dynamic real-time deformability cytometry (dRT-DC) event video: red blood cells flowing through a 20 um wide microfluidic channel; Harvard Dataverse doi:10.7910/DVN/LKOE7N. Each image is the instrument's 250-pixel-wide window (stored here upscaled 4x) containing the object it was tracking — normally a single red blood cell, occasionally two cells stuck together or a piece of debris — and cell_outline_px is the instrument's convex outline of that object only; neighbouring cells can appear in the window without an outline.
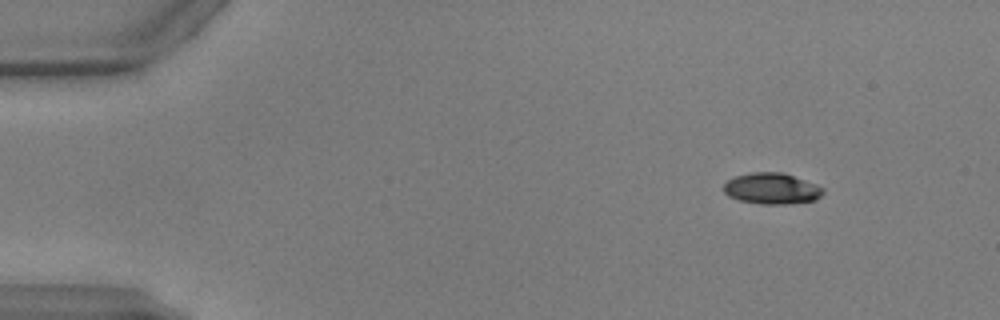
{"species": "common noctule bat (a hibernating species)", "species_latin": "Nyctalus noctula", "temperature_condition": "warm", "stored_images_in_passage": 47, "camera_frame_rate_fps": 3000, "um_per_image_px": 0.085, "animal": {"sex": "male", "body_mass_g": 17.9, "forearm_length_mm": 54.2}, "frame": {"image": 1, "passage_image": 1, "time_ms": 0.0, "image_size_px": [1000, 320], "cell_outline_px": [[824, 192], [816, 200], [788, 204], [760, 204], [740, 200], [728, 196], [724, 192], [724, 184], [728, 180], [736, 176], [752, 172], [784, 172], [816, 184], [824, 188]], "centroid_in_image_um": [65.62, 16.02], "position_along_channel_um": 19.4, "area_um2": 18.09}}
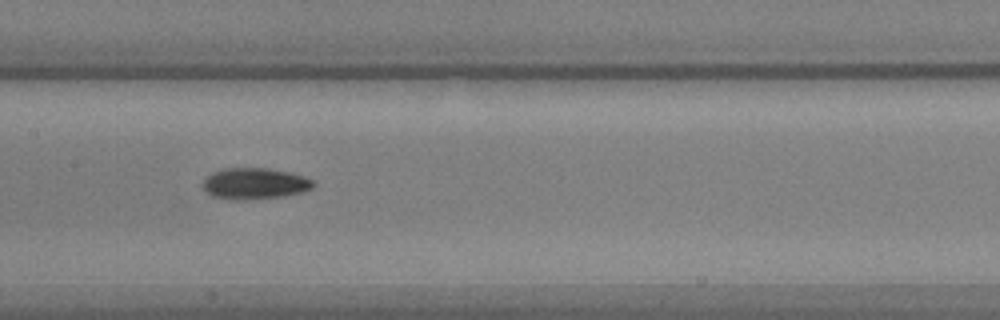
{"frame": {"image": 2, "passage_image": 21, "time_ms": 6.667, "image_size_px": [1000, 320], "cell_outline_px": [[316, 184], [312, 188], [304, 192], [284, 196], [236, 200], [228, 200], [212, 196], [200, 184], [212, 172], [224, 168], [268, 168], [292, 172], [316, 180]], "centroid_in_image_um": [21.69, 15.59], "position_along_channel_um": 185.7, "area_um2": 20.4}}
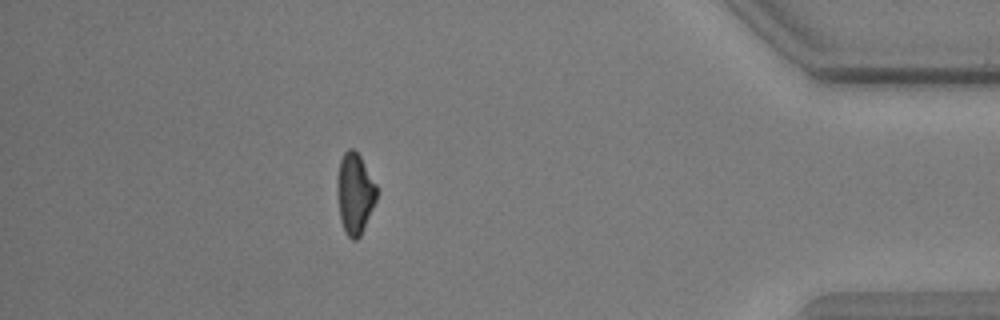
{"frame": {"image": 3, "passage_image": 41, "time_ms": 13.333, "image_size_px": [1000, 320], "cell_outline_px": [[376, 200], [364, 228], [360, 236], [356, 240], [352, 240], [344, 232], [340, 220], [336, 192], [336, 180], [340, 160], [344, 152], [348, 148], [352, 148], [360, 156], [376, 184]], "centroid_in_image_um": [30.13, 16.46], "position_along_channel_um": 405.1, "area_um2": 18.73}, "authors_computed_cell_mechanics": {"area_um2": 19.1318, "velocity_mm_per_s": 3.9335, "shape_relaxation_time_tau1_ms": 3.9359, "shape_relaxation_time_tau2_ms": 3.9472, "deformation_change_tau1": 0.1347, "deformation_change_tau2": 0.106}}